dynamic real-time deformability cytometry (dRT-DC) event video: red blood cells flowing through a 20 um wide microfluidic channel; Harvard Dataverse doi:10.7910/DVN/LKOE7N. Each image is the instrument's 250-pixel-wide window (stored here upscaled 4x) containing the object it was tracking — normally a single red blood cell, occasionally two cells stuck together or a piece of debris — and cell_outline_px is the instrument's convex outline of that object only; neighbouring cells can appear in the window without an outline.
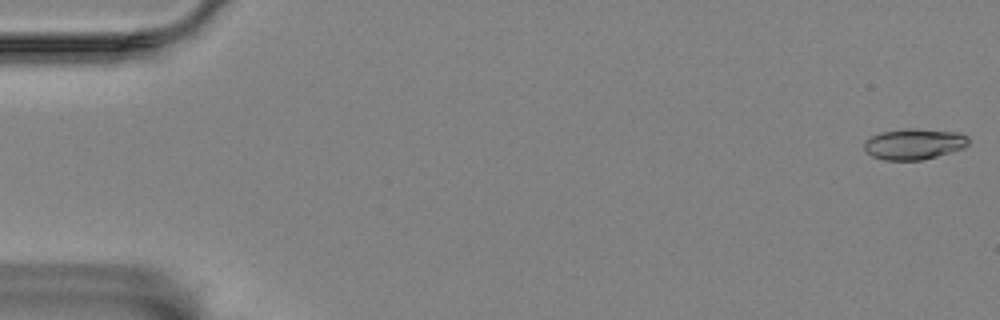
{"species": "Egyptian fruit bat (a non-hibernating species)", "species_latin": "Rousettus aegyptiacus", "temperature_condition": "room temperature", "stored_images_in_passage": 55, "camera_frame_rate_fps": 3000, "um_per_image_px": 0.085, "animal": {"sex": "female"}, "frame": {"image": 1, "passage_image": 1, "time_ms": 0.0, "image_size_px": [1000, 320], "cell_outline_px": [[968, 144], [964, 148], [924, 160], [884, 160], [872, 156], [864, 148], [864, 144], [872, 136], [880, 132], [904, 128], [916, 128], [960, 132], [968, 136]], "centroid_in_image_um": [77.73, 12.23], "position_along_channel_um": 7.3, "area_um2": 18.9}}
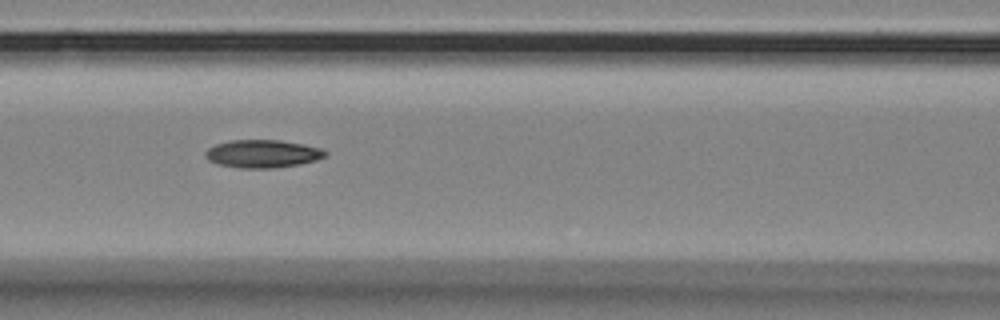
{"frame": {"image": 2, "passage_image": 25, "time_ms": 8.0, "image_size_px": [1000, 320], "cell_outline_px": [[328, 152], [324, 156], [316, 160], [300, 164], [276, 168], [240, 168], [216, 164], [208, 160], [204, 156], [204, 152], [208, 148], [216, 144], [232, 140], [280, 140], [320, 148]], "centroid_in_image_um": [22.27, 13.08], "position_along_channel_um": 144.3, "area_um2": 19.48}}
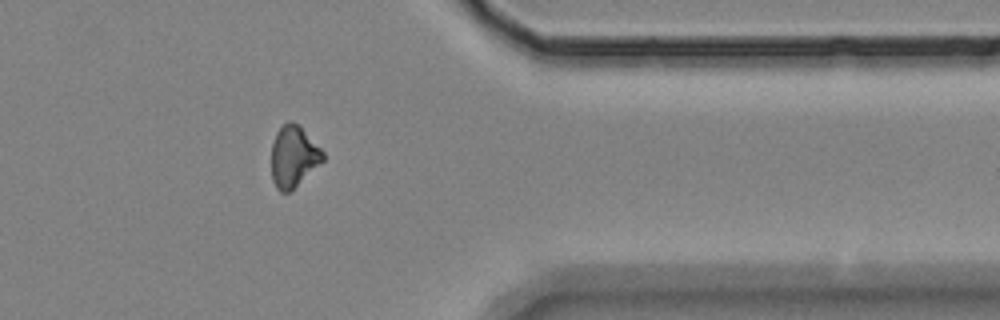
{"frame": {"image": 3, "passage_image": 47, "time_ms": 15.333, "image_size_px": [1000, 320], "cell_outline_px": [[324, 160], [288, 192], [280, 192], [276, 188], [272, 180], [272, 144], [276, 132], [288, 120], [292, 120], [324, 152]], "centroid_in_image_um": [24.92, 13.31], "position_along_channel_um": 386.5, "area_um2": 17.86}}